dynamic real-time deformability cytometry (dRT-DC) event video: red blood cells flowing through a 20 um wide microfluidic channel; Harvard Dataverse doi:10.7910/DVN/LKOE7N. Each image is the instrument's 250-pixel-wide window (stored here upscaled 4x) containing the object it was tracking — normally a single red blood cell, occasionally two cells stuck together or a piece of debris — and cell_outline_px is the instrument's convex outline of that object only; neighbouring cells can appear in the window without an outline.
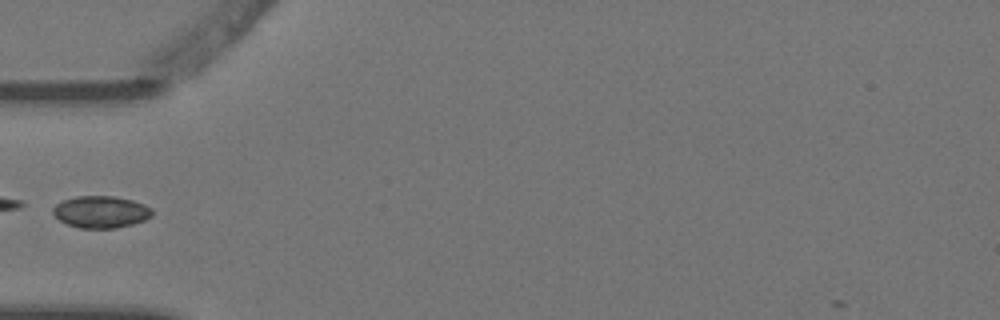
{"species": "Egyptian fruit bat (a non-hibernating species)", "species_latin": "Rousettus aegyptiacus", "temperature_condition": "warm", "stored_images_in_passage": 4, "camera_frame_rate_fps": 3000, "um_per_image_px": 0.085, "animal": {"sex": "female"}, "frame": {"image": 1, "passage_image": 1, "time_ms": 0.0, "image_size_px": [1000, 320], "cell_outline_px": [[152, 216], [144, 220], [132, 224], [116, 228], [80, 228], [68, 224], [60, 220], [52, 212], [52, 208], [56, 204], [64, 200], [76, 196], [112, 196], [132, 200], [144, 204], [152, 208]], "centroid_in_image_um": [8.58, 18.01], "position_along_channel_um": 76.4, "area_um2": 18.38}}
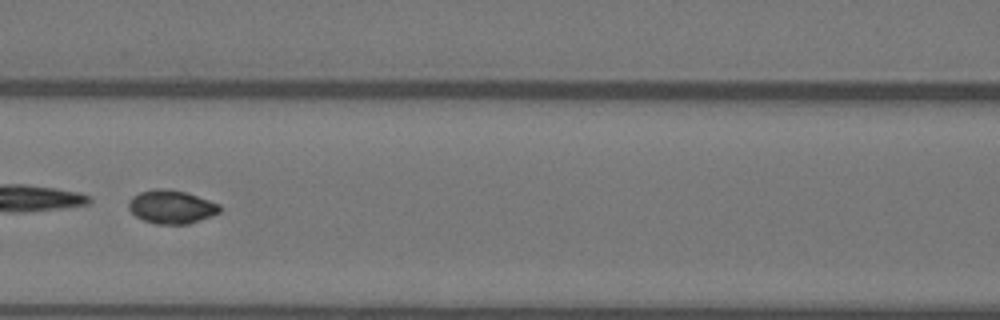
{"frame": {"image": 2, "passage_image": 3, "time_ms": 0.667, "image_size_px": [1000, 320], "cell_outline_px": [[220, 212], [212, 216], [188, 224], [156, 224], [144, 220], [136, 216], [128, 208], [128, 200], [132, 196], [140, 192], [156, 188], [168, 188], [184, 192], [220, 204]], "centroid_in_image_um": [14.55, 17.58], "position_along_channel_um": 152.0, "area_um2": 17.74}}
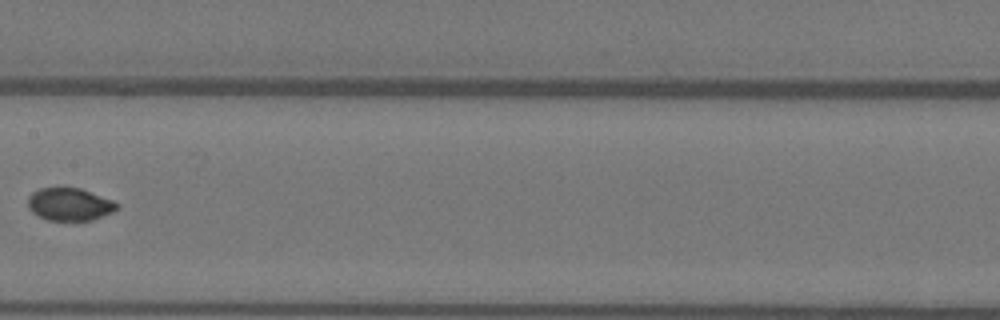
{"frame": {"image": 3, "passage_image": 4, "time_ms": 1.0, "image_size_px": [1000, 320], "cell_outline_px": [[120, 208], [112, 212], [92, 220], [48, 220], [32, 212], [28, 208], [28, 196], [32, 192], [40, 188], [80, 188], [112, 200], [120, 204]], "centroid_in_image_um": [5.92, 17.36], "position_along_channel_um": 201.5, "area_um2": 16.88}}